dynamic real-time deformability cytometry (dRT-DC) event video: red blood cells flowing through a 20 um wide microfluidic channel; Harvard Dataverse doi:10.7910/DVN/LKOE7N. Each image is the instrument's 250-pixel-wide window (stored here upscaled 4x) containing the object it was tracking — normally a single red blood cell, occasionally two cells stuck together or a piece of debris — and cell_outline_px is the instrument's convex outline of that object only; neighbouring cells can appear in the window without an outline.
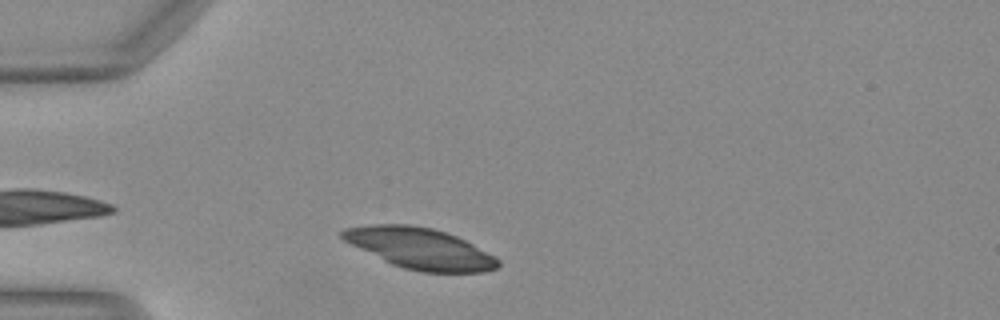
{"species": "Egyptian fruit bat (a non-hibernating species)", "species_latin": "Rousettus aegyptiacus", "temperature_condition": "warm", "stored_images_in_passage": 32, "camera_frame_rate_fps": 3000, "um_per_image_px": 0.085, "animal": {"sex": "female"}, "frame": {"image": 1, "passage_image": 3, "time_ms": 0.667, "image_size_px": [1000, 320], "cell_outline_px": [[500, 264], [496, 268], [484, 272], [420, 272], [404, 268], [392, 264], [344, 240], [340, 236], [340, 232], [344, 228], [372, 224], [412, 224], [432, 228], [456, 236], [472, 244], [500, 260]], "centroid_in_image_um": [35.69, 21.11], "position_along_channel_um": 49.3, "area_um2": 36.7}}